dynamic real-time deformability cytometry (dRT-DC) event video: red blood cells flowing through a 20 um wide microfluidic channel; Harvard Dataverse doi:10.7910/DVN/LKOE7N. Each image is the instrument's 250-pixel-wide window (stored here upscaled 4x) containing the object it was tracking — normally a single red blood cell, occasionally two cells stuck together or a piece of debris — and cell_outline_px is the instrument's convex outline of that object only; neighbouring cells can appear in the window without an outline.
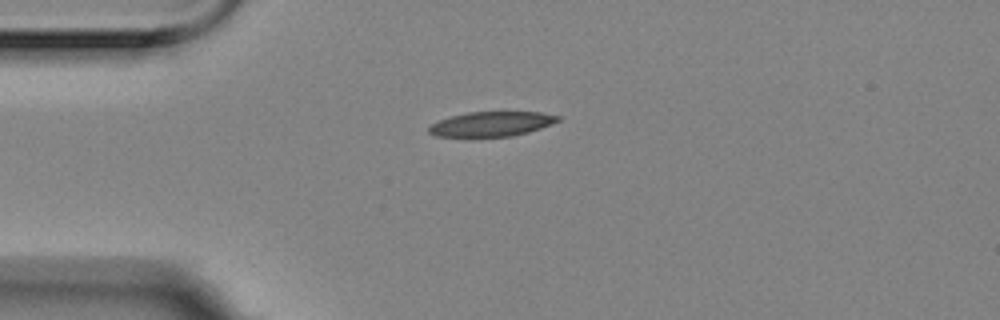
{"species": "Egyptian fruit bat (a non-hibernating species)", "species_latin": "Rousettus aegyptiacus", "temperature_condition": "room temperature", "stored_images_in_passage": 36, "camera_frame_rate_fps": 3000, "um_per_image_px": 0.085, "animal": {"sex": "female"}, "frame": {"image": 1, "passage_image": 1, "time_ms": 0.0, "image_size_px": [1000, 320], "cell_outline_px": [[560, 120], [540, 128], [528, 132], [512, 136], [472, 140], [436, 136], [428, 132], [428, 128], [432, 124], [440, 120], [452, 116], [468, 112], [540, 112], [560, 116]], "centroid_in_image_um": [41.7, 10.59], "position_along_channel_um": 43.3, "area_um2": 19.36}}
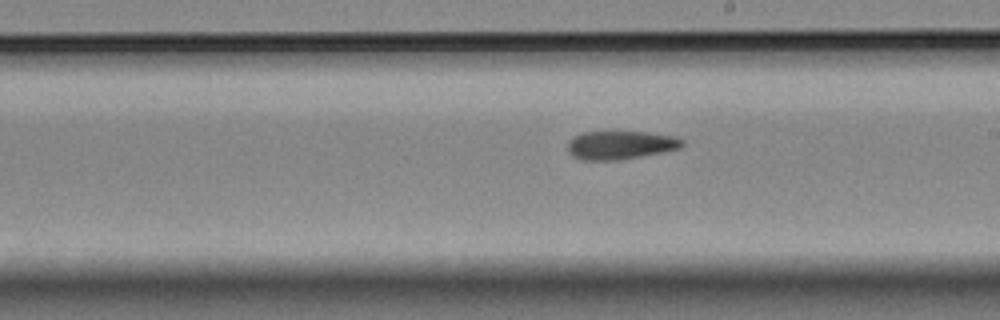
{"frame": {"image": 2, "passage_image": 19, "time_ms": 6.0, "image_size_px": [1000, 320], "cell_outline_px": [[684, 144], [680, 148], [664, 152], [620, 160], [580, 160], [572, 156], [568, 152], [568, 140], [572, 136], [584, 132], [648, 132], [672, 136], [684, 140]], "centroid_in_image_um": [52.71, 12.34], "position_along_channel_um": 236.3, "area_um2": 19.13}}
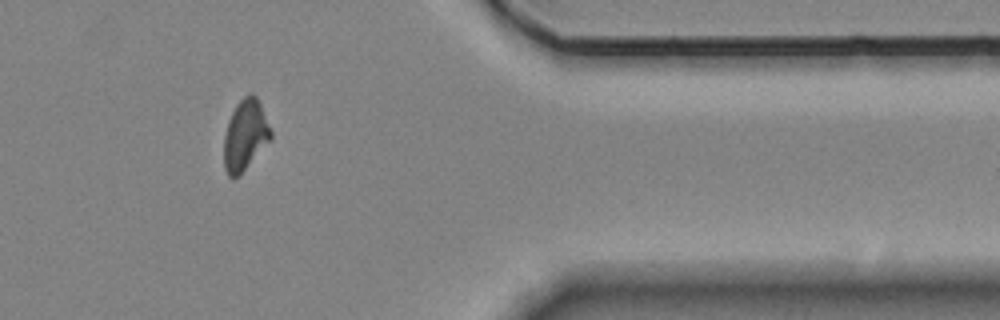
{"frame": {"image": 3, "passage_image": 34, "time_ms": 11.0, "image_size_px": [1000, 320], "cell_outline_px": [[272, 140], [240, 176], [232, 180], [228, 176], [224, 168], [224, 136], [228, 120], [236, 104], [248, 92], [252, 92], [256, 96], [260, 104], [272, 132]], "centroid_in_image_um": [20.84, 11.53], "position_along_channel_um": 390.6, "area_um2": 19.77}, "authors_computed_cell_mechanics": {"area_um2": 19.652, "velocity_mm_per_s": 3.5157, "shape_relaxation_time_tau1_ms": null, "shape_relaxation_time_tau2_ms": 6.3156, "deformation_change_tau1": null, "deformation_change_tau2": 0.1358}}